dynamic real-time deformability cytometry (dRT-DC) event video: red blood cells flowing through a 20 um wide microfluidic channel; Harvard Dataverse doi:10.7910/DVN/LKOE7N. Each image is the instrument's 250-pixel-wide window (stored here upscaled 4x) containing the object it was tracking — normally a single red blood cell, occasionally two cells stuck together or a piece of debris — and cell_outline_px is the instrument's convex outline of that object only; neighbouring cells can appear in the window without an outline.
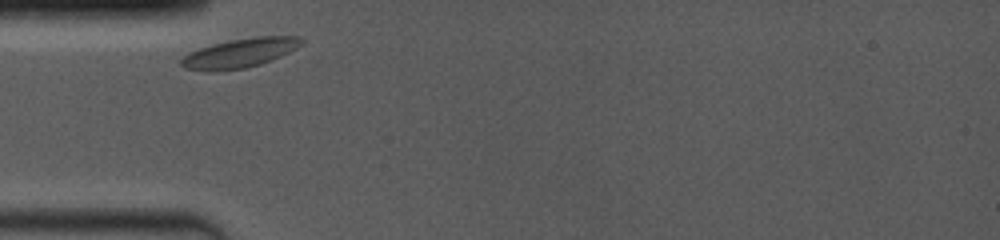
{"species": "common noctule bat (a hibernating species)", "species_latin": "Nyctalus noctula", "temperature_condition": "room temperature", "stored_images_in_passage": 6, "camera_frame_rate_fps": 4000, "um_per_image_px": 0.085, "animal": {"sex": "female", "body_mass_g": 19.0, "forearm_length_mm": 53.3}, "frame": {"image": 1, "passage_image": 1, "time_ms": 0.0, "image_size_px": [1000, 240], "cell_outline_px": [[304, 44], [272, 60], [260, 64], [244, 68], [216, 72], [204, 72], [184, 68], [180, 64], [180, 60], [188, 52], [212, 44], [232, 40], [256, 36], [300, 36], [304, 40]], "centroid_in_image_um": [20.36, 4.52], "position_along_channel_um": 64.6, "area_um2": 20.69}}
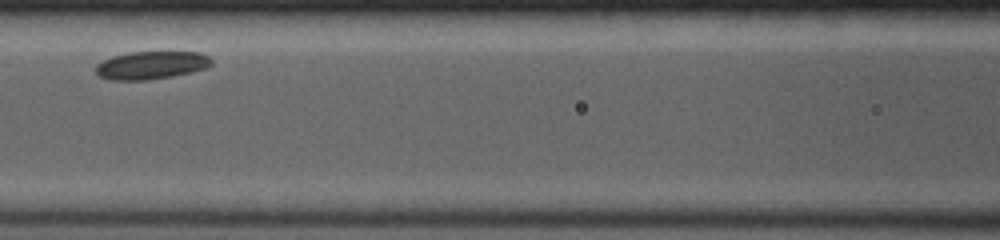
{"frame": {"image": 2, "passage_image": 4, "time_ms": 2.5, "image_size_px": [1000, 240], "cell_outline_px": [[212, 64], [204, 68], [192, 72], [172, 76], [148, 80], [112, 80], [100, 76], [96, 72], [96, 64], [112, 56], [128, 52], [200, 52], [208, 56], [212, 60]], "centroid_in_image_um": [12.85, 5.54], "position_along_channel_um": 153.7, "area_um2": 18.79}}
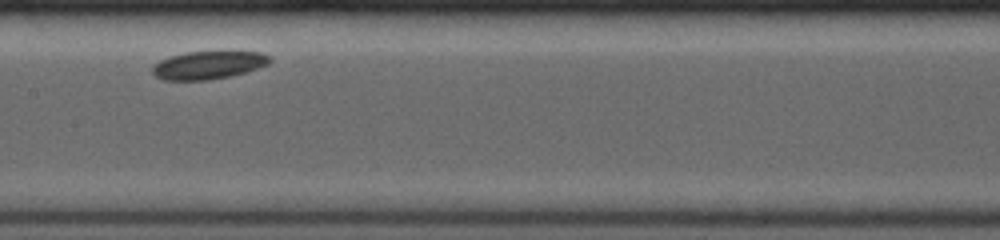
{"frame": {"image": 3, "passage_image": 5, "time_ms": 3.5, "image_size_px": [1000, 240], "cell_outline_px": [[272, 60], [268, 64], [244, 72], [228, 76], [208, 80], [164, 80], [156, 76], [152, 72], [152, 68], [160, 60], [172, 56], [188, 52], [260, 52], [272, 56]], "centroid_in_image_um": [17.72, 5.53], "position_along_channel_um": 189.7, "area_um2": 18.79}}